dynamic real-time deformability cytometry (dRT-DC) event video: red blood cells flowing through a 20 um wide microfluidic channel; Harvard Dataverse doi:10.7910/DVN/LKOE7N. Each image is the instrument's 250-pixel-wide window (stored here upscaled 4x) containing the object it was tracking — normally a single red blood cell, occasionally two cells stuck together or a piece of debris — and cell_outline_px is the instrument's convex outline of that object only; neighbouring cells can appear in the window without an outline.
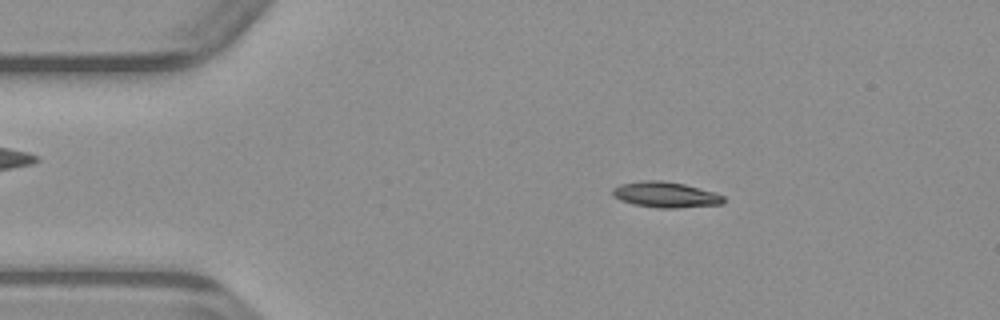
{"species": "common noctule bat (a hibernating species)", "species_latin": "Nyctalus noctula", "temperature_condition": "warm", "stored_images_in_passage": 48, "camera_frame_rate_fps": 3000, "um_per_image_px": 0.085, "animal": {"sex": "male", "body_mass_g": 23.1, "forearm_length_mm": 52.7}, "frame": {"image": 1, "passage_image": 8, "time_ms": 2.333, "image_size_px": [1000, 320], "cell_outline_px": [[724, 204], [676, 208], [660, 208], [636, 204], [620, 200], [612, 192], [612, 188], [620, 184], [644, 180], [660, 180], [684, 184], [712, 192], [724, 196]], "centroid_in_image_um": [56.58, 16.54], "position_along_channel_um": 28.4, "area_um2": 16.36}}
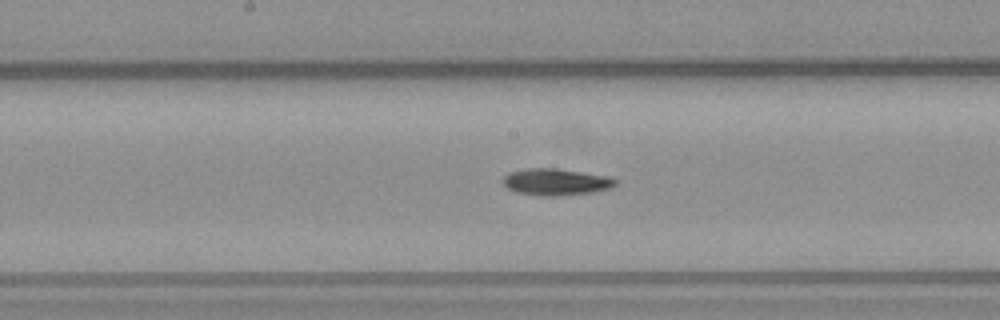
{"frame": {"image": 2, "passage_image": 24, "time_ms": 7.667, "image_size_px": [1000, 320], "cell_outline_px": [[616, 184], [608, 188], [592, 192], [556, 196], [540, 196], [516, 192], [508, 188], [504, 184], [504, 176], [508, 172], [528, 168], [556, 168], [612, 176], [616, 180]], "centroid_in_image_um": [47.25, 15.45], "position_along_channel_um": 200.9, "area_um2": 17.51}}
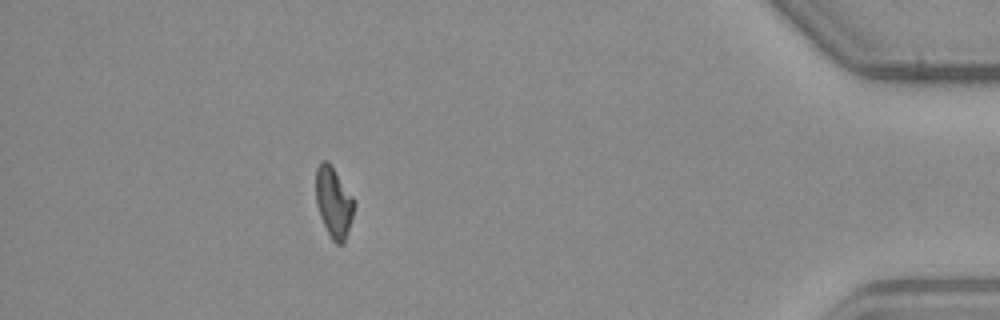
{"frame": {"image": 3, "passage_image": 43, "time_ms": 14.0, "image_size_px": [1000, 320], "cell_outline_px": [[356, 204], [344, 244], [336, 244], [332, 240], [320, 216], [316, 204], [316, 168], [320, 160], [328, 160], [352, 196]], "centroid_in_image_um": [28.36, 17.18], "position_along_channel_um": 406.8, "area_um2": 15.72}}